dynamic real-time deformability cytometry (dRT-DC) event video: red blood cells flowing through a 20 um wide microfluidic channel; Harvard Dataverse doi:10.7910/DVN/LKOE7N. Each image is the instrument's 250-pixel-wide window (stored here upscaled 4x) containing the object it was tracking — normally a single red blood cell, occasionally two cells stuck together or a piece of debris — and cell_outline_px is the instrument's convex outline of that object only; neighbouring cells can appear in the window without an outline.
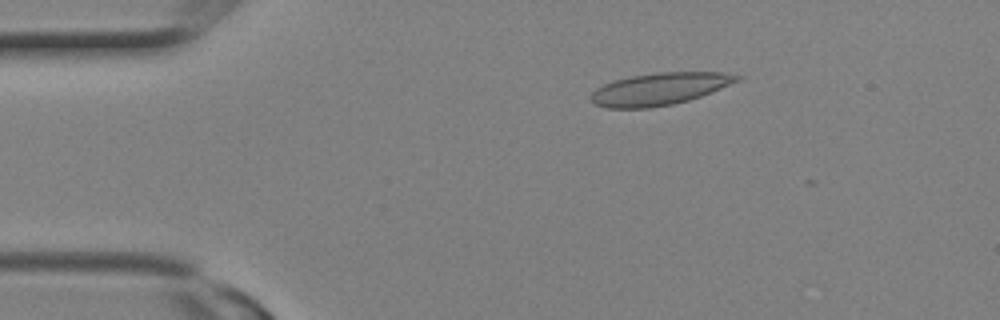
{"species": "Egyptian fruit bat (a non-hibernating species)", "species_latin": "Rousettus aegyptiacus", "temperature_condition": "room temperature", "stored_images_in_passage": 6, "camera_frame_rate_fps": 3000, "um_per_image_px": 0.085, "animal": {"sex": "female"}, "frame": {"image": 1, "passage_image": 2, "time_ms": 0.333, "image_size_px": [1000, 320], "cell_outline_px": [[744, 76], [740, 80], [712, 92], [688, 100], [672, 104], [648, 108], [608, 108], [596, 104], [592, 100], [592, 92], [596, 88], [612, 80], [632, 76], [656, 72], [724, 72]], "centroid_in_image_um": [56.09, 7.54], "position_along_channel_um": 28.9, "area_um2": 27.34}}